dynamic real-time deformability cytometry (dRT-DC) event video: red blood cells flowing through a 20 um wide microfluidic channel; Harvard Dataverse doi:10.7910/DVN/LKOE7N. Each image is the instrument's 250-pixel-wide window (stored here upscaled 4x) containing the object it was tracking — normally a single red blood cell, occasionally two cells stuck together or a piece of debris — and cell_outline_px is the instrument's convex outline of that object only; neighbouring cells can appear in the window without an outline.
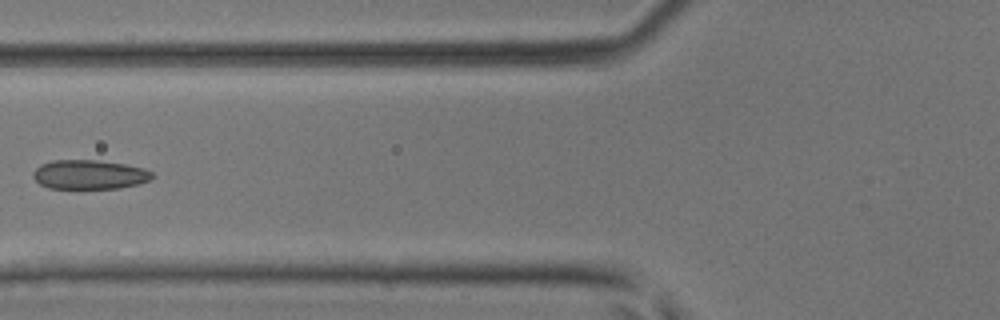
{"species": "common noctule bat (a hibernating species)", "species_latin": "Nyctalus noctula", "temperature_condition": "room temperature", "stored_images_in_passage": 6, "camera_frame_rate_fps": 3000, "um_per_image_px": 0.085, "animal": {"sex": "male", "body_mass_g": 17.9, "forearm_length_mm": 54.2}, "frame": {"image": 1, "passage_image": 6, "time_ms": 5.667, "image_size_px": [1000, 320], "cell_outline_px": [[156, 176], [148, 180], [136, 184], [120, 188], [48, 188], [40, 184], [32, 176], [32, 172], [40, 164], [52, 160], [96, 160], [124, 164], [144, 168], [152, 172]], "centroid_in_image_um": [7.58, 14.83], "position_along_channel_um": 118.2, "area_um2": 20.29}}